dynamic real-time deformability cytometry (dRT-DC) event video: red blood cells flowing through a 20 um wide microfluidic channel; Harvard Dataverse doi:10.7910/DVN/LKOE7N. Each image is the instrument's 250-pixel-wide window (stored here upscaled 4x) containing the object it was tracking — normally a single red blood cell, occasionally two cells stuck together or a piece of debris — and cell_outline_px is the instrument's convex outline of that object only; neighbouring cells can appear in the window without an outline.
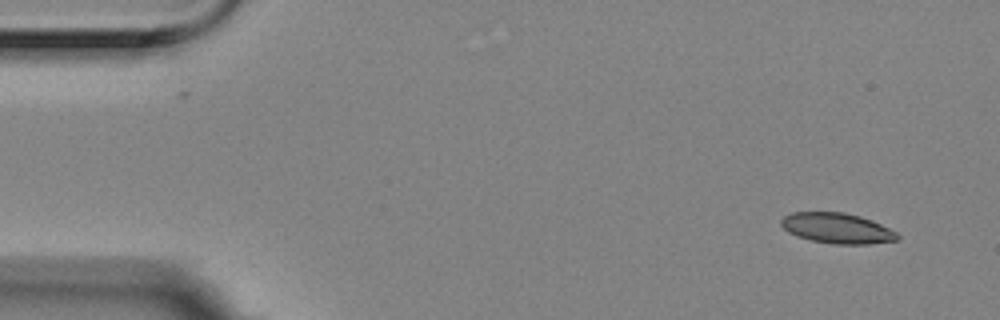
{"species": "Egyptian fruit bat (a non-hibernating species)", "species_latin": "Rousettus aegyptiacus", "temperature_condition": "room temperature", "stored_images_in_passage": 5, "camera_frame_rate_fps": 3000, "um_per_image_px": 0.085, "animal": {"sex": "female"}, "frame": {"image": 1, "passage_image": 1, "time_ms": 0.0, "image_size_px": [1000, 320], "cell_outline_px": [[900, 236], [896, 240], [868, 244], [832, 244], [812, 240], [796, 236], [788, 232], [780, 224], [780, 220], [784, 216], [792, 212], [844, 212], [860, 216], [872, 220], [896, 232]], "centroid_in_image_um": [71.13, 19.39], "position_along_channel_um": 13.9, "area_um2": 20.58}}
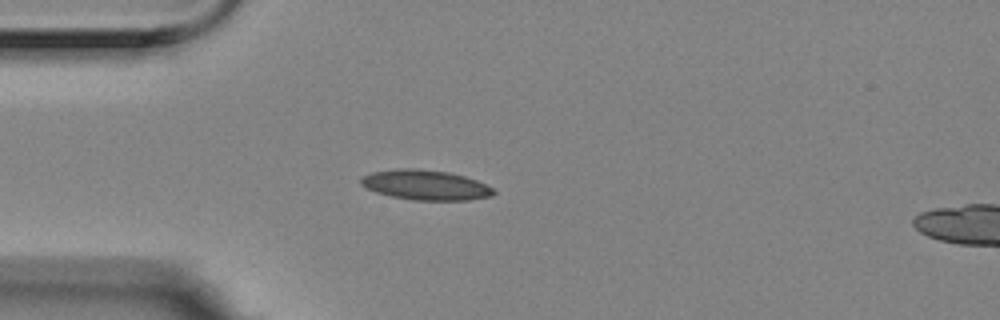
{"frame": {"image": 2, "passage_image": 4, "time_ms": 1.0, "image_size_px": [1000, 320], "cell_outline_px": [[496, 192], [492, 196], [468, 200], [412, 200], [392, 196], [376, 192], [360, 184], [360, 180], [364, 176], [372, 172], [396, 168], [416, 168], [448, 172], [464, 176], [476, 180], [492, 188]], "centroid_in_image_um": [36.17, 15.72], "position_along_channel_um": 48.8, "area_um2": 23.06}}